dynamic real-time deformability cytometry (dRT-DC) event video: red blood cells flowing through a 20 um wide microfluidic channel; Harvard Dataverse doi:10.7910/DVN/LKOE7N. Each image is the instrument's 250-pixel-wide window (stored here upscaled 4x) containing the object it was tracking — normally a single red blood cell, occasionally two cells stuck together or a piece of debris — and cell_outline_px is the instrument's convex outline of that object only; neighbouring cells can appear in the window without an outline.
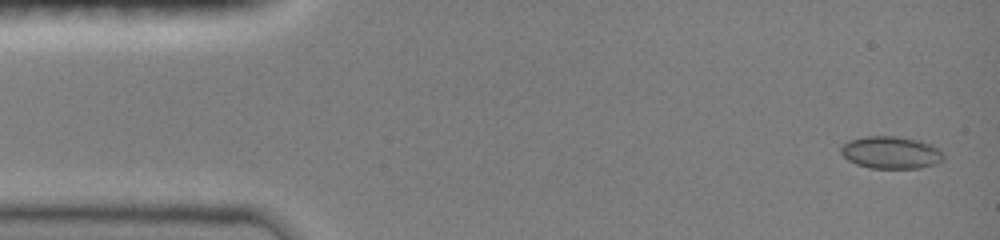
{"species": "common noctule bat (a hibernating species)", "species_latin": "Nyctalus noctula", "temperature_condition": "room temperature", "stored_images_in_passage": 6, "camera_frame_rate_fps": 3000, "um_per_image_px": 0.085, "animal": {"sex": "female", "body_mass_g": 19.0, "forearm_length_mm": 51.5}, "frame": {"image": 1, "passage_image": 1, "time_ms": 0.0, "image_size_px": [1000, 240], "cell_outline_px": [[944, 160], [936, 164], [920, 168], [868, 168], [856, 164], [848, 160], [840, 152], [840, 148], [848, 140], [868, 136], [900, 136], [920, 140], [932, 144], [940, 148], [944, 156]], "centroid_in_image_um": [75.77, 12.96], "position_along_channel_um": 9.2, "area_um2": 19.65}}
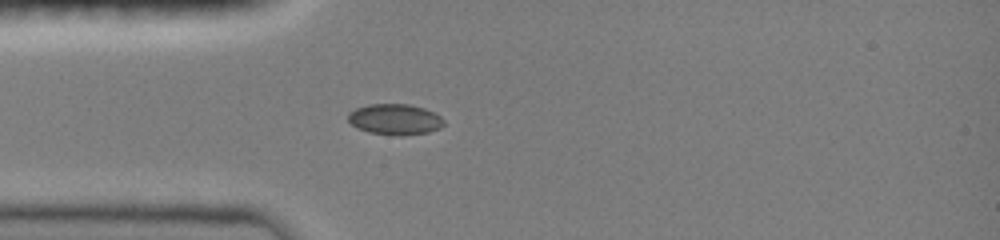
{"frame": {"image": 2, "passage_image": 6, "time_ms": 3.667, "image_size_px": [1000, 240], "cell_outline_px": [[444, 124], [440, 128], [428, 132], [400, 136], [368, 132], [356, 128], [348, 120], [348, 112], [356, 108], [368, 104], [408, 104], [424, 108], [440, 116], [444, 120]], "centroid_in_image_um": [33.55, 10.14], "position_along_channel_um": 51.5, "area_um2": 17.22}}